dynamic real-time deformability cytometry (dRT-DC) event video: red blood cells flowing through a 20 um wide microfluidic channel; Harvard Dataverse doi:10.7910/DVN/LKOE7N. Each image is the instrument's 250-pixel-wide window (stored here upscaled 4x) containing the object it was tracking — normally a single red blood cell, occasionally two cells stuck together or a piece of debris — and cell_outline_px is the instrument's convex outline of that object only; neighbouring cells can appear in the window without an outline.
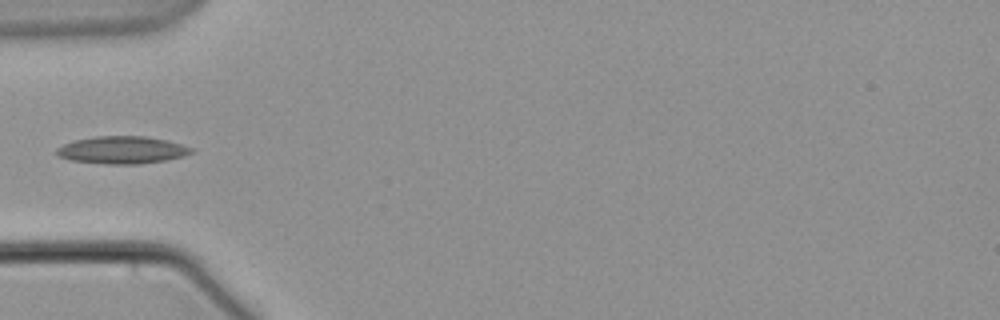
{"species": "common noctule bat (a hibernating species)", "species_latin": "Nyctalus noctula", "temperature_condition": "warm", "stored_images_in_passage": 4, "camera_frame_rate_fps": 3000, "um_per_image_px": 0.085, "animal": {"sex": "male", "body_mass_g": 21.5, "forearm_length_mm": 52.0}, "frame": {"image": 1, "passage_image": 4, "time_ms": 4.667, "image_size_px": [1000, 320], "cell_outline_px": [[192, 152], [184, 156], [164, 160], [140, 164], [104, 164], [68, 160], [56, 156], [56, 148], [64, 144], [76, 140], [96, 136], [144, 136], [168, 140], [192, 148]], "centroid_in_image_um": [10.33, 12.75], "position_along_channel_um": 74.7, "area_um2": 21.56}}